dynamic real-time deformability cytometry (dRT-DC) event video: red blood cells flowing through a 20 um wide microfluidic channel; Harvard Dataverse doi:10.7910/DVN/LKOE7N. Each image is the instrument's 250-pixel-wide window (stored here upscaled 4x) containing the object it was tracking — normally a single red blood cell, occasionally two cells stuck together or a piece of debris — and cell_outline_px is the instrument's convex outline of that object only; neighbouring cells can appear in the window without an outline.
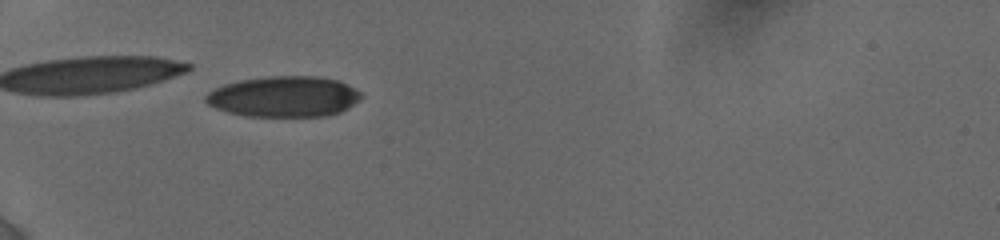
{"species": "human", "species_latin": "Homo sapiens", "temperature_condition": "cold", "stored_images_in_passage": 2, "camera_frame_rate_fps": 3000, "um_per_image_px": 0.085, "donor": {"sex": "female"}, "frame": {"image": 1, "passage_image": 1, "time_ms": 0.0, "image_size_px": [1000, 240], "cell_outline_px": [[364, 96], [360, 100], [340, 112], [328, 116], [244, 116], [228, 112], [216, 108], [208, 104], [204, 100], [204, 96], [208, 92], [224, 84], [240, 80], [272, 76], [312, 76], [336, 80], [348, 84], [360, 92]], "centroid_in_image_um": [24.14, 8.21], "position_along_channel_um": 60.9, "area_um2": 36.88}}